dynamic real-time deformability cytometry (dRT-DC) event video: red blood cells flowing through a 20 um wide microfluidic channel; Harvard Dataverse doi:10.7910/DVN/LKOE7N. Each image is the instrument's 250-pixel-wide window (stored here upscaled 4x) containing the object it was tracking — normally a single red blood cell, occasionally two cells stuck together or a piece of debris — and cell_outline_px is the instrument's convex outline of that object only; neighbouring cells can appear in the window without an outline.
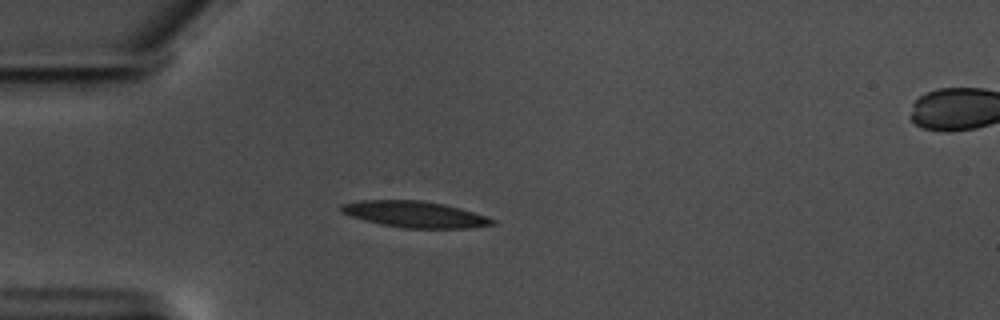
{"species": "common noctule bat (a hibernating species)", "species_latin": "Nyctalus noctula", "temperature_condition": "warm", "stored_images_in_passage": 7, "camera_frame_rate_fps": 3000, "um_per_image_px": 0.085, "animal": {"sex": "male", "body_mass_g": 17.5, "forearm_length_mm": 52.3}, "frame": {"image": 1, "passage_image": 1, "time_ms": 0.0, "image_size_px": [1000, 320], "cell_outline_px": [[496, 224], [468, 228], [400, 228], [380, 224], [364, 220], [340, 212], [340, 208], [344, 204], [364, 200], [420, 200], [444, 204], [460, 208], [496, 220]], "centroid_in_image_um": [35.26, 18.22], "position_along_channel_um": 49.7, "area_um2": 22.95}}